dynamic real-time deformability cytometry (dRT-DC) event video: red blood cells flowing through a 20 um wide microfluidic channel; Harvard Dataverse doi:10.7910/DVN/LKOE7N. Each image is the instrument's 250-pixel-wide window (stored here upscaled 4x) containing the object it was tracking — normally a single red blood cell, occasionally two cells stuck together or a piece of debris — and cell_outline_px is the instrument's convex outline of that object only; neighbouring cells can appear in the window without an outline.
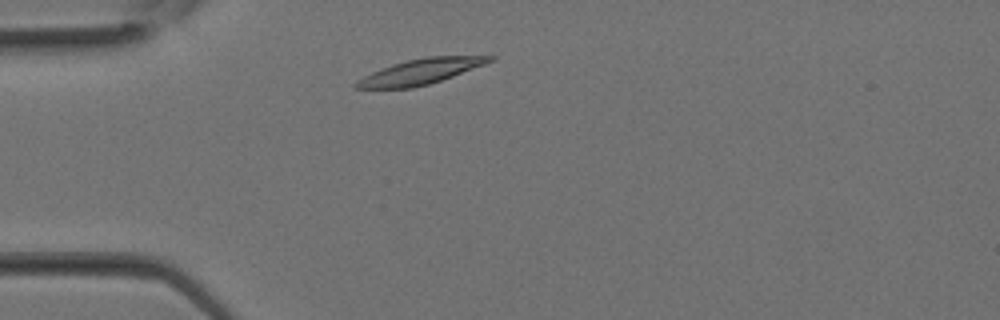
{"species": "Egyptian fruit bat (a non-hibernating species)", "species_latin": "Rousettus aegyptiacus", "temperature_condition": "room temperature", "stored_images_in_passage": 10, "camera_frame_rate_fps": 3000, "um_per_image_px": 0.085, "animal": {"sex": "female"}, "frame": {"image": 1, "passage_image": 3, "time_ms": 0.667, "image_size_px": [1000, 320], "cell_outline_px": [[496, 60], [452, 76], [428, 84], [412, 88], [352, 88], [352, 84], [356, 80], [372, 72], [392, 64], [424, 56], [496, 56]], "centroid_in_image_um": [35.72, 6.08], "position_along_channel_um": 49.3, "area_um2": 19.59}}
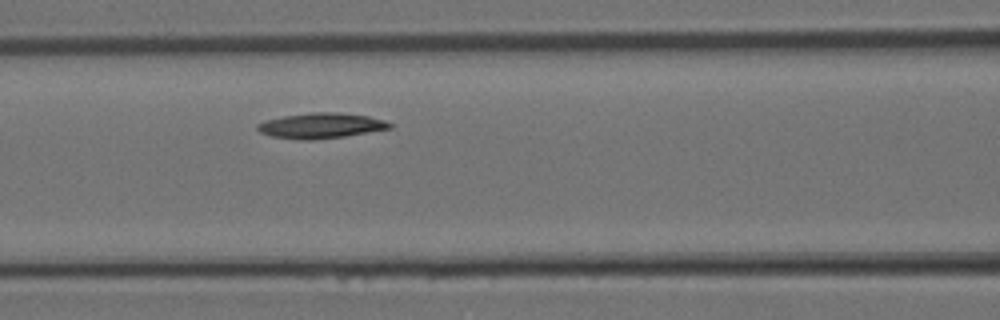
{"frame": {"image": 2, "passage_image": 8, "time_ms": 2.333, "image_size_px": [1000, 320], "cell_outline_px": [[392, 128], [344, 136], [312, 140], [300, 140], [272, 136], [260, 132], [256, 128], [256, 124], [268, 120], [284, 116], [312, 112], [340, 112], [368, 116], [384, 120], [392, 124]], "centroid_in_image_um": [27.29, 10.68], "position_along_channel_um": 139.3, "area_um2": 19.42}}
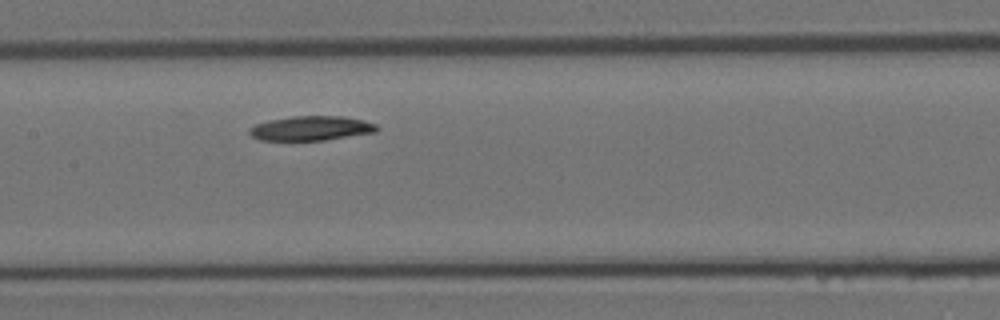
{"frame": {"image": 3, "passage_image": 10, "time_ms": 3.0, "image_size_px": [1000, 320], "cell_outline_px": [[380, 128], [376, 132], [324, 140], [260, 140], [252, 136], [248, 132], [248, 128], [256, 124], [268, 120], [292, 116], [344, 116], [364, 120], [376, 124]], "centroid_in_image_um": [26.45, 10.9], "position_along_channel_um": 181.0, "area_um2": 18.26}}